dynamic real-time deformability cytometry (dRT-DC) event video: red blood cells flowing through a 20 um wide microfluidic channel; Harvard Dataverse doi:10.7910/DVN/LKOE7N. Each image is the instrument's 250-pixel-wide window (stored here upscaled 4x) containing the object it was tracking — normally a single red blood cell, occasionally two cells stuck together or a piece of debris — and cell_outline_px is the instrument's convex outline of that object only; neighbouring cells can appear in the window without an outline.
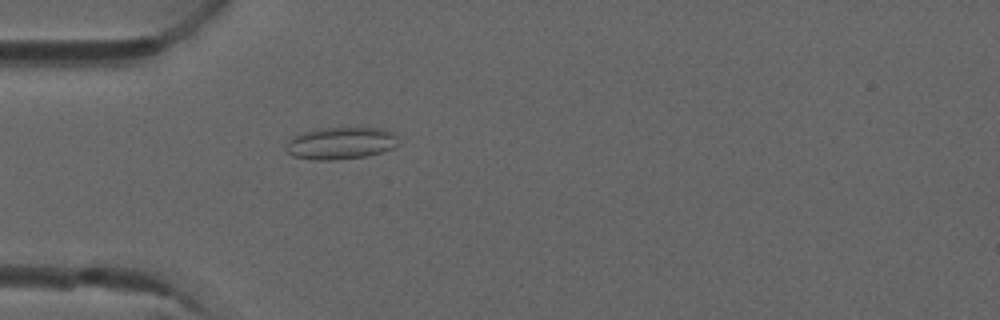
{"species": "common noctule bat (a hibernating species)", "species_latin": "Nyctalus noctula", "temperature_condition": "room temperature", "stored_images_in_passage": 1, "camera_frame_rate_fps": 3000, "um_per_image_px": 0.085, "animal": {"sex": "male", "forearm_length_mm": 52.5}, "frame": {"image": 1, "passage_image": 1, "time_ms": 0.0, "image_size_px": [1000, 320], "cell_outline_px": [[400, 144], [392, 148], [380, 152], [364, 156], [336, 160], [312, 160], [292, 156], [288, 152], [288, 140], [292, 136], [316, 128], [384, 128], [392, 132], [396, 136]], "centroid_in_image_um": [28.97, 12.17], "position_along_channel_um": 56.0, "area_um2": 21.04}}